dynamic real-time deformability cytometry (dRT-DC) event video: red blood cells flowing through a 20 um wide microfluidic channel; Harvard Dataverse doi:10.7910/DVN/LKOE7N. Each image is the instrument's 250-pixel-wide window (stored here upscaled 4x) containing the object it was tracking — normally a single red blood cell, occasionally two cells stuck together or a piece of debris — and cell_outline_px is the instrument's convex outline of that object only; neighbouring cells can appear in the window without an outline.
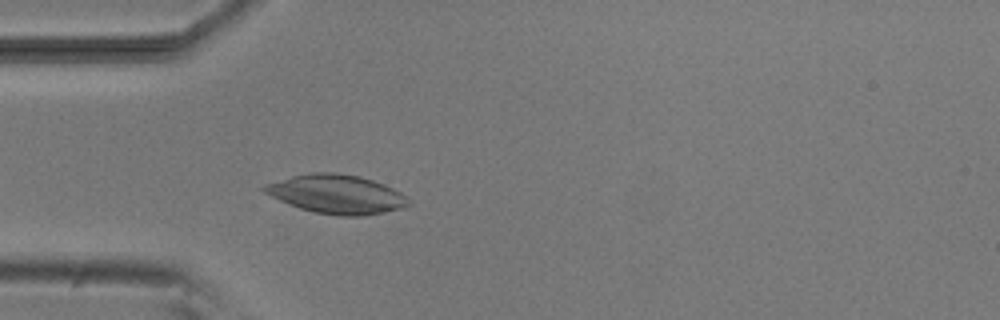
{"species": "common noctule bat (a hibernating species)", "species_latin": "Nyctalus noctula", "temperature_condition": "room temperature", "stored_images_in_passage": 35, "camera_frame_rate_fps": 3000, "um_per_image_px": 0.085, "animal": {"sex": "male", "body_mass_g": 20.5, "forearm_length_mm": 52.5}, "frame": {"image": 1, "passage_image": 8, "time_ms": 2.333, "image_size_px": [1000, 320], "cell_outline_px": [[412, 204], [404, 208], [384, 212], [360, 216], [340, 216], [316, 212], [300, 208], [280, 200], [264, 192], [260, 188], [264, 184], [292, 176], [312, 172], [336, 172], [360, 176], [384, 184], [400, 192], [412, 200]], "centroid_in_image_um": [28.65, 16.5], "position_along_channel_um": 56.4, "area_um2": 32.71}}
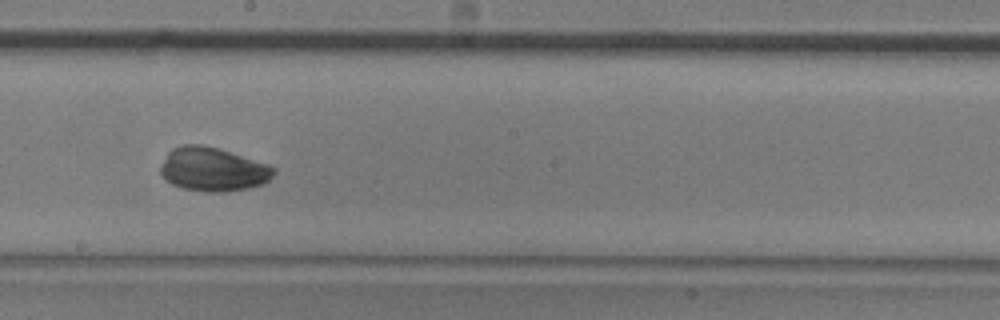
{"frame": {"image": 2, "passage_image": 22, "time_ms": 7.0, "image_size_px": [1000, 320], "cell_outline_px": [[276, 172], [264, 184], [248, 188], [228, 192], [208, 192], [184, 188], [172, 184], [164, 180], [160, 172], [160, 168], [168, 152], [172, 148], [180, 144], [204, 144], [268, 164], [276, 168]], "centroid_in_image_um": [18.09, 14.39], "position_along_channel_um": 230.1, "area_um2": 29.02}}
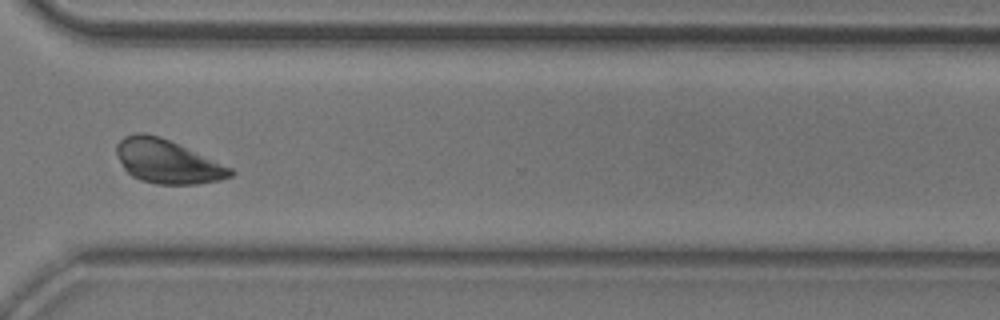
{"frame": {"image": 3, "passage_image": 32, "time_ms": 10.333, "image_size_px": [1000, 320], "cell_outline_px": [[236, 172], [232, 176], [220, 180], [196, 184], [156, 184], [140, 180], [132, 176], [124, 168], [116, 152], [116, 144], [124, 136], [136, 132], [144, 132], [160, 136], [232, 168]], "centroid_in_image_um": [14.21, 13.72], "position_along_channel_um": 356.4, "area_um2": 28.9}, "authors_computed_cell_mechanics": {"area_um2": 28.8422, "velocity_mm_per_s": 3.798, "shape_relaxation_time_tau1_ms": 2.9052, "shape_relaxation_time_tau2_ms": null, "deformation_change_tau1": 0.165, "deformation_change_tau2": null}}